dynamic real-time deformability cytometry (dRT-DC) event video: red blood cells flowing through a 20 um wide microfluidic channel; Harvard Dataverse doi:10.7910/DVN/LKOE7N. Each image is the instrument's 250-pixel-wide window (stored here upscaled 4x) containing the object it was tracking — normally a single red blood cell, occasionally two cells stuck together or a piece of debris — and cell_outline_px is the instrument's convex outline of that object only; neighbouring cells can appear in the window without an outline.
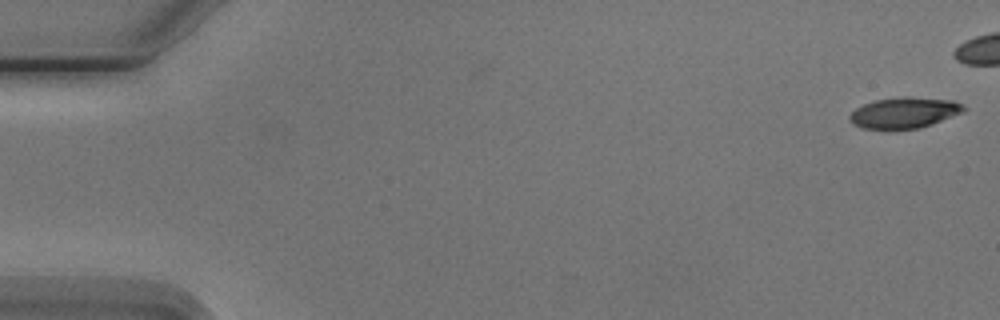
{"species": "Egyptian fruit bat (a non-hibernating species)", "species_latin": "Rousettus aegyptiacus", "temperature_condition": "cold", "stored_images_in_passage": 7, "camera_frame_rate_fps": 3000, "um_per_image_px": 0.085, "animal": {"sex": "male"}, "frame": {"image": 1, "passage_image": 1, "time_ms": 0.0, "image_size_px": [1000, 320], "cell_outline_px": [[968, 108], [960, 112], [932, 124], [920, 128], [896, 132], [884, 132], [860, 128], [852, 124], [848, 120], [848, 116], [856, 108], [864, 104], [876, 100], [952, 100]], "centroid_in_image_um": [76.72, 9.71], "position_along_channel_um": 8.3, "area_um2": 20.11}}
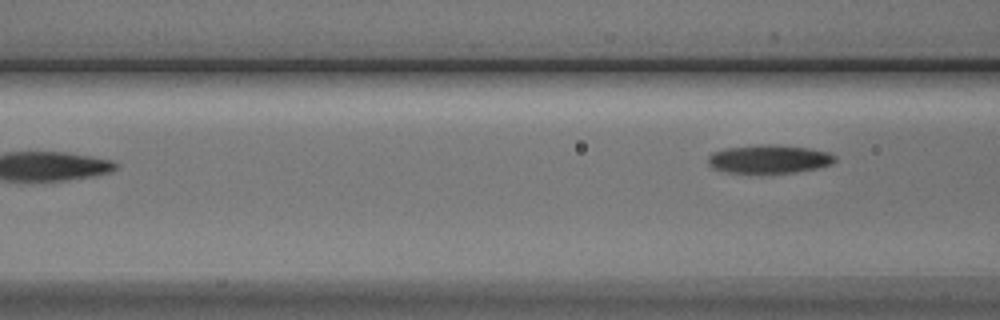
{"frame": {"image": 2, "passage_image": 7, "time_ms": 8.0, "image_size_px": [1000, 320], "cell_outline_px": [[836, 160], [832, 164], [816, 168], [796, 172], [728, 172], [712, 168], [708, 164], [708, 156], [712, 152], [728, 148], [756, 144], [760, 144], [808, 148], [828, 152], [836, 156]], "centroid_in_image_um": [65.36, 13.51], "position_along_channel_um": 101.2, "area_um2": 20.69}}